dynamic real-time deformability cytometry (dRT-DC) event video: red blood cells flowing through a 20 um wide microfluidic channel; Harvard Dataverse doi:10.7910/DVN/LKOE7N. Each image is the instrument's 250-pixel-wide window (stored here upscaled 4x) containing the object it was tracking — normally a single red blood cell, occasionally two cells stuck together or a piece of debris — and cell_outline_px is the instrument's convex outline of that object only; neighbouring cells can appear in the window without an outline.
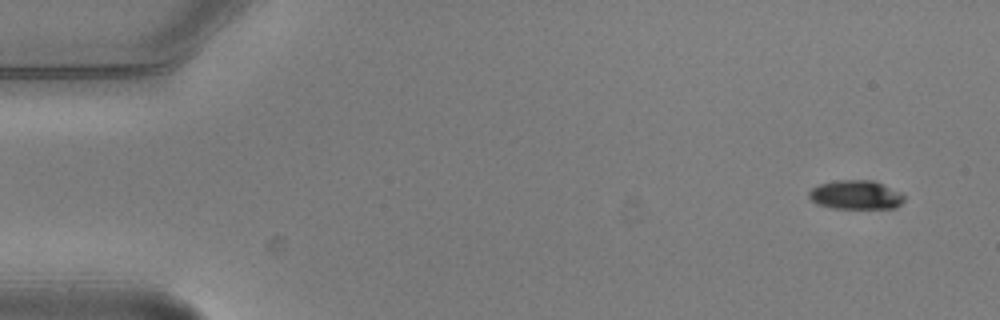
{"species": "common noctule bat (a hibernating species)", "species_latin": "Nyctalus noctula", "temperature_condition": "warm", "stored_images_in_passage": 4, "camera_frame_rate_fps": 3000, "um_per_image_px": 0.085, "animal": {"sex": "male", "body_mass_g": 20.5, "forearm_length_mm": 52.5}, "frame": {"image": 1, "passage_image": 1, "time_ms": 0.0, "image_size_px": [1000, 320], "cell_outline_px": [[904, 200], [896, 208], [832, 208], [816, 204], [808, 196], [808, 192], [812, 188], [820, 184], [836, 180], [872, 180], [900, 192], [904, 196]], "centroid_in_image_um": [72.72, 16.57], "position_along_channel_um": 12.3, "area_um2": 16.01}}
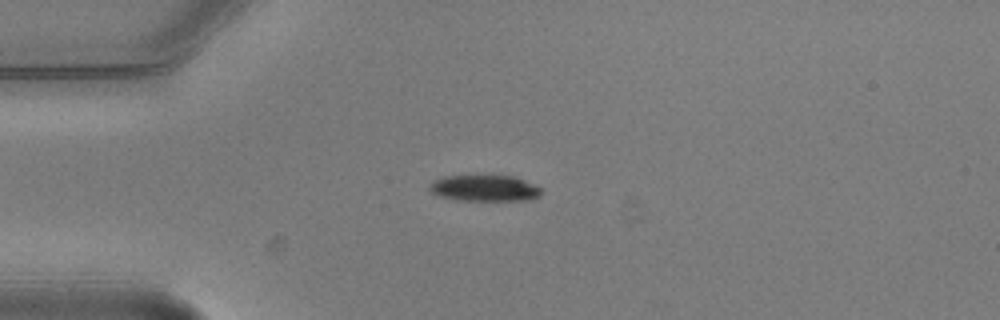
{"frame": {"image": 2, "passage_image": 4, "time_ms": 1.0, "image_size_px": [1000, 320], "cell_outline_px": [[544, 188], [540, 196], [532, 200], [456, 200], [440, 196], [432, 192], [428, 188], [428, 184], [444, 176], [512, 176], [524, 180]], "centroid_in_image_um": [41.24, 16.0], "position_along_channel_um": 43.8, "area_um2": 17.11}}